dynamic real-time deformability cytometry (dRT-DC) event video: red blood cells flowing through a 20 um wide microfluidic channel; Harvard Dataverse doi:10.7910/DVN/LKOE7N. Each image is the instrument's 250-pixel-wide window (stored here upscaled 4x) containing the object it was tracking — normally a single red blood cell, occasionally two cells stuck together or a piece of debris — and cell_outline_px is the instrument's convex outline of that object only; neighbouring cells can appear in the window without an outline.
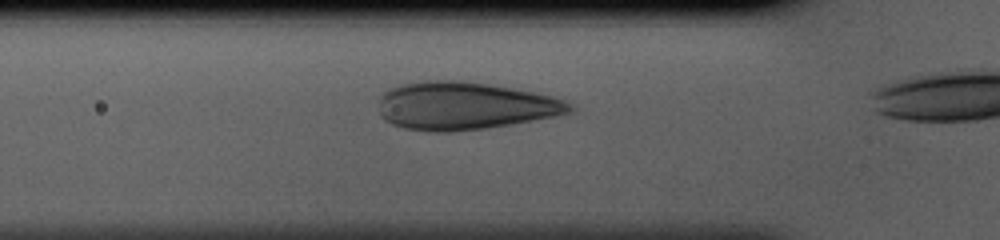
{"species": "human", "species_latin": "Homo sapiens", "temperature_condition": "cold", "stored_images_in_passage": 8, "camera_frame_rate_fps": 3000, "um_per_image_px": 0.085, "donor": {"sex": "male"}, "frame": {"image": 1, "passage_image": 4, "time_ms": 1.0, "image_size_px": [1000, 240], "cell_outline_px": [[576, 108], [572, 112], [556, 116], [512, 124], [484, 128], [448, 132], [436, 132], [404, 128], [392, 124], [384, 120], [380, 116], [380, 96], [388, 88], [400, 84], [424, 80], [460, 80], [488, 84], [532, 92], [552, 96], [564, 100], [572, 104]], "centroid_in_image_um": [39.48, 8.99], "position_along_channel_um": 86.3, "area_um2": 53.29}}
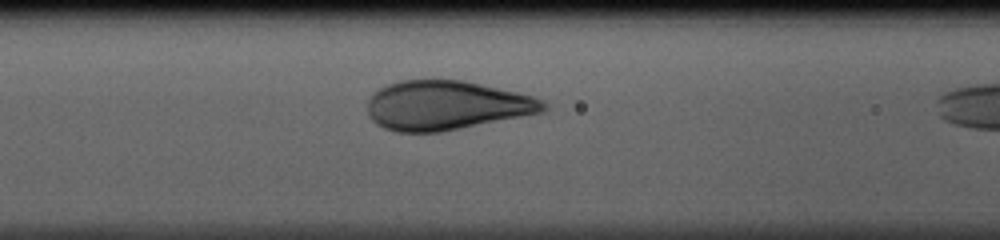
{"frame": {"image": 2, "passage_image": 7, "time_ms": 2.0, "image_size_px": [1000, 240], "cell_outline_px": [[548, 108], [544, 112], [440, 132], [396, 132], [384, 128], [376, 124], [368, 116], [368, 100], [372, 92], [388, 84], [400, 80], [464, 80], [516, 92], [532, 96], [544, 100], [548, 104]], "centroid_in_image_um": [37.93, 8.96], "position_along_channel_um": 128.7, "area_um2": 50.63}}